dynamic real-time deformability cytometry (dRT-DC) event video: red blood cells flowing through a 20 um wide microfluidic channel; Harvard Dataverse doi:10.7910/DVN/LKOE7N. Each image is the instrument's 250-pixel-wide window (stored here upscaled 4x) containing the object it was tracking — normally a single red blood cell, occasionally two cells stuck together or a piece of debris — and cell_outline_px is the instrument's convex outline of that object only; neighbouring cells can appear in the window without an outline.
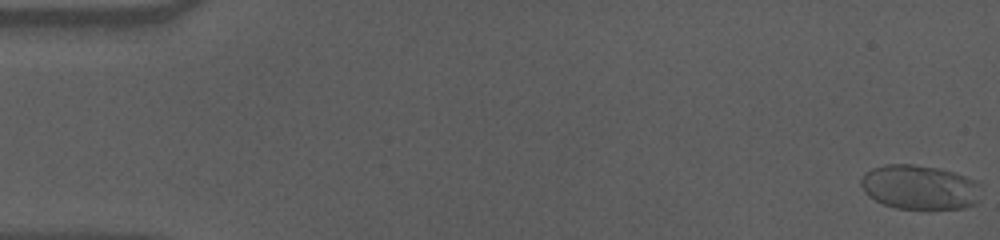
{"species": "human", "species_latin": "Homo sapiens", "temperature_condition": "cold", "stored_images_in_passage": 58, "camera_frame_rate_fps": 3000, "um_per_image_px": 0.085, "donor": {"sex": "male"}, "frame": {"image": 1, "passage_image": 1, "time_ms": 0.0, "image_size_px": [1000, 240], "cell_outline_px": [[976, 204], [964, 208], [928, 212], [896, 208], [884, 204], [868, 196], [864, 192], [860, 184], [860, 180], [864, 172], [872, 168], [884, 164], [912, 164], [936, 168], [956, 172], [972, 180], [976, 184]], "centroid_in_image_um": [78.09, 15.96], "position_along_channel_um": 6.9, "area_um2": 31.62}}
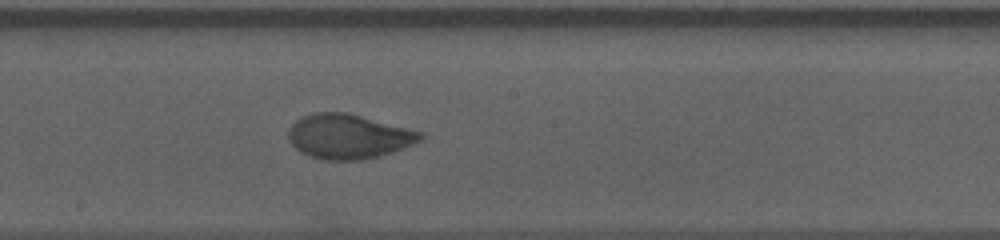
{"frame": {"image": 2, "passage_image": 32, "time_ms": 10.333, "image_size_px": [1000, 240], "cell_outline_px": [[424, 136], [420, 140], [412, 144], [392, 152], [360, 160], [324, 160], [300, 152], [288, 140], [288, 132], [292, 124], [296, 120], [312, 112], [348, 112], [424, 132]], "centroid_in_image_um": [29.61, 11.58], "position_along_channel_um": 218.6, "area_um2": 34.22}}
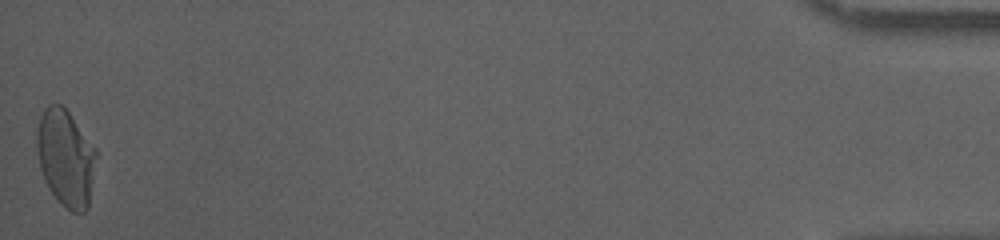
{"frame": {"image": 3, "passage_image": 58, "time_ms": 19.0, "image_size_px": [1000, 240], "cell_outline_px": [[96, 156], [88, 208], [84, 212], [72, 212], [48, 188], [44, 180], [40, 168], [36, 152], [36, 132], [40, 116], [44, 108], [48, 104], [60, 104], [68, 112], [96, 148]], "centroid_in_image_um": [5.56, 13.39], "position_along_channel_um": 429.6, "area_um2": 33.18}, "authors_computed_cell_mechanics": {"area_um2": 33.1772, "velocity_mm_per_s": 3.5498, "shape_relaxation_time_tau1_ms": 5.7459, "shape_relaxation_time_tau2_ms": null, "deformation_change_tau1": 0.1992, "deformation_change_tau2": null}}